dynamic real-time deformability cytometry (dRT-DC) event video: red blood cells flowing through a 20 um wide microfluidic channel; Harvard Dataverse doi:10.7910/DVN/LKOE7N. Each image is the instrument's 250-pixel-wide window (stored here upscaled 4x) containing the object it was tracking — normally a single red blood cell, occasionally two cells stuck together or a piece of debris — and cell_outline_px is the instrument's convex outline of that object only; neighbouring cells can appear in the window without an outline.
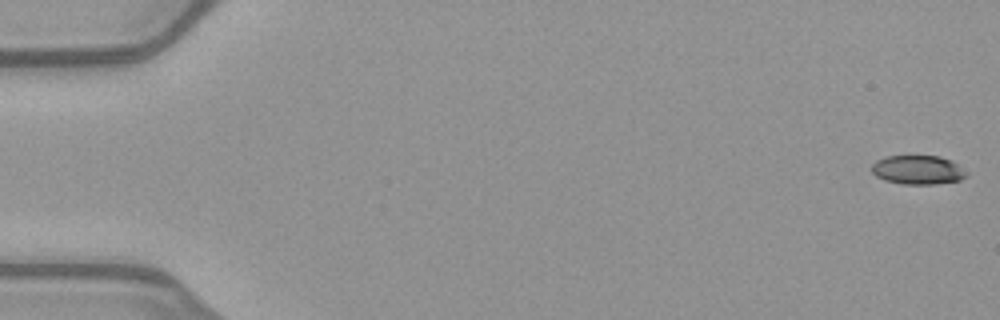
{"species": "common noctule bat (a hibernating species)", "species_latin": "Nyctalus noctula", "temperature_condition": "warm", "stored_images_in_passage": 52, "camera_frame_rate_fps": 3000, "um_per_image_px": 0.085, "animal": {"sex": "female", "body_mass_g": 21.9}, "frame": {"image": 1, "passage_image": 1, "time_ms": 0.0, "image_size_px": [1000, 320], "cell_outline_px": [[968, 176], [960, 180], [936, 184], [904, 184], [884, 180], [876, 176], [872, 172], [872, 164], [876, 160], [884, 156], [940, 156], [952, 160], [968, 172]], "centroid_in_image_um": [78.04, 14.43], "position_along_channel_um": 7.0, "area_um2": 16.18}}
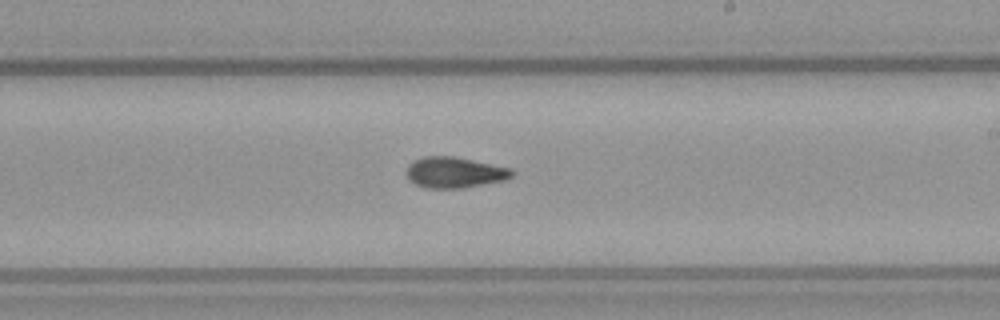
{"frame": {"image": 2, "passage_image": 31, "time_ms": 10.0, "image_size_px": [1000, 320], "cell_outline_px": [[516, 172], [512, 176], [504, 180], [464, 188], [424, 188], [408, 180], [408, 164], [424, 156], [456, 156], [512, 168]], "centroid_in_image_um": [38.68, 14.65], "position_along_channel_um": 250.3, "area_um2": 19.07}}
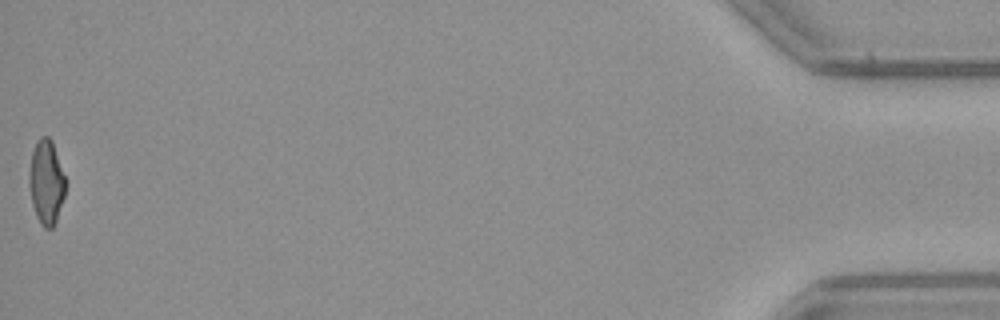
{"frame": {"image": 3, "passage_image": 52, "time_ms": 17.0, "image_size_px": [1000, 320], "cell_outline_px": [[64, 196], [56, 220], [52, 228], [44, 228], [40, 224], [36, 216], [32, 204], [28, 184], [28, 176], [32, 152], [36, 140], [40, 136], [48, 136], [52, 140], [64, 176]], "centroid_in_image_um": [3.9, 15.47], "position_along_channel_um": 431.3, "area_um2": 17.74}, "authors_computed_cell_mechanics": {"area_um2": 18.3804, "velocity_mm_per_s": 4.0306, "shape_relaxation_time_tau1_ms": null, "shape_relaxation_time_tau2_ms": 3.7686, "deformation_change_tau1": null, "deformation_change_tau2": 0.1119}}